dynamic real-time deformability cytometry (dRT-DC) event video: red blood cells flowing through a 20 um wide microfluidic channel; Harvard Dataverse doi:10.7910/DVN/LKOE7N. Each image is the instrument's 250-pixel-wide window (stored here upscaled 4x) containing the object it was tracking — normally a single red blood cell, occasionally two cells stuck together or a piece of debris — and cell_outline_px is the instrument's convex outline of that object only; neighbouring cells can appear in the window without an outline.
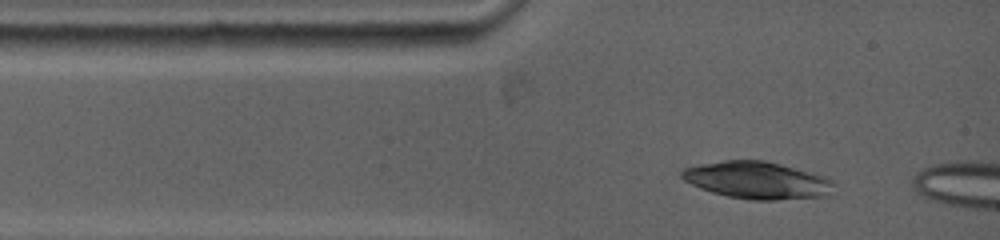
{"species": "common noctule bat (a hibernating species)", "species_latin": "Nyctalus noctula", "temperature_condition": "warm", "stored_images_in_passage": 2, "camera_frame_rate_fps": 5000, "um_per_image_px": 0.085, "animal": {"sex": "female", "body_mass_g": 19.0, "forearm_length_mm": 53.3}, "frame": {"image": 1, "passage_image": 1, "time_ms": 0.0, "image_size_px": [1000, 240], "cell_outline_px": [[836, 184], [832, 196], [776, 200], [748, 200], [728, 196], [712, 192], [700, 188], [684, 180], [680, 176], [680, 172], [684, 168], [700, 164], [724, 160], [764, 160], [828, 176]], "centroid_in_image_um": [64.44, 15.33], "position_along_channel_um": 20.6, "area_um2": 33.47}}